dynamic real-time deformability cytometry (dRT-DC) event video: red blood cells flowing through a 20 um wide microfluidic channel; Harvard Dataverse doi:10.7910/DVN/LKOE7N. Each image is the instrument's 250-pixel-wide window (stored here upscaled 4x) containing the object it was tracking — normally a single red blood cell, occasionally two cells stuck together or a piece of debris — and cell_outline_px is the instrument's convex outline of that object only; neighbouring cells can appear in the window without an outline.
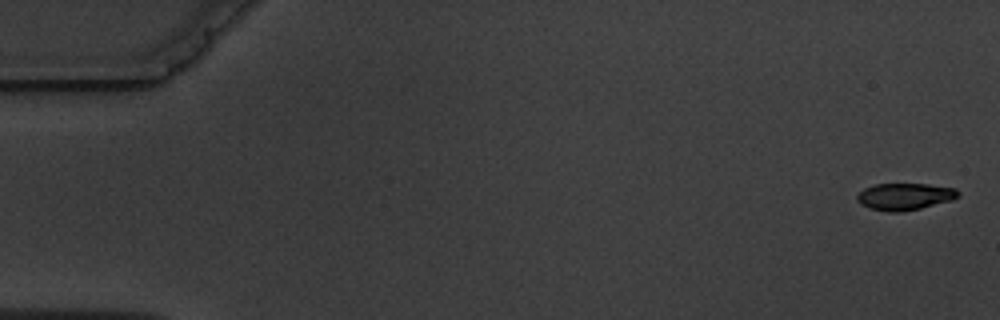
{"species": "common noctule bat (a hibernating species)", "species_latin": "Nyctalus noctula", "temperature_condition": "warm", "stored_images_in_passage": 7, "camera_frame_rate_fps": 3000, "um_per_image_px": 0.085, "animal": {"sex": "male", "body_mass_g": 19.5, "forearm_length_mm": 54.6}, "frame": {"image": 1, "passage_image": 1, "time_ms": 0.0, "image_size_px": [1000, 320], "cell_outline_px": [[960, 196], [952, 200], [920, 208], [900, 212], [888, 212], [872, 208], [860, 204], [856, 200], [856, 196], [864, 188], [876, 184], [928, 184], [956, 188], [960, 192]], "centroid_in_image_um": [76.92, 16.7], "position_along_channel_um": 8.1, "area_um2": 15.84}}
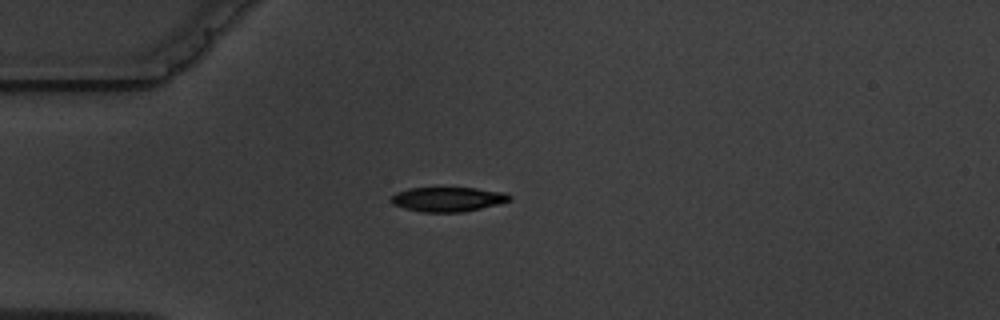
{"frame": {"image": 2, "passage_image": 5, "time_ms": 4.667, "image_size_px": [1000, 320], "cell_outline_px": [[512, 200], [500, 204], [464, 212], [420, 212], [404, 208], [392, 204], [388, 200], [396, 192], [408, 188], [476, 188], [504, 192], [512, 196]], "centroid_in_image_um": [38.07, 16.94], "position_along_channel_um": 46.9, "area_um2": 17.17}}
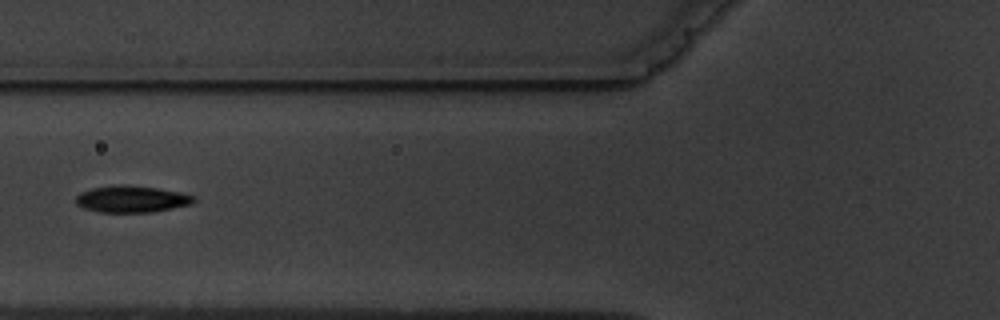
{"frame": {"image": 3, "passage_image": 7, "time_ms": 7.0, "image_size_px": [1000, 320], "cell_outline_px": [[196, 200], [192, 204], [152, 212], [100, 212], [84, 208], [76, 204], [76, 196], [80, 192], [92, 188], [120, 184], [124, 184], [156, 188], [180, 192], [192, 196]], "centroid_in_image_um": [11.17, 16.92], "position_along_channel_um": 114.6, "area_um2": 18.26}}